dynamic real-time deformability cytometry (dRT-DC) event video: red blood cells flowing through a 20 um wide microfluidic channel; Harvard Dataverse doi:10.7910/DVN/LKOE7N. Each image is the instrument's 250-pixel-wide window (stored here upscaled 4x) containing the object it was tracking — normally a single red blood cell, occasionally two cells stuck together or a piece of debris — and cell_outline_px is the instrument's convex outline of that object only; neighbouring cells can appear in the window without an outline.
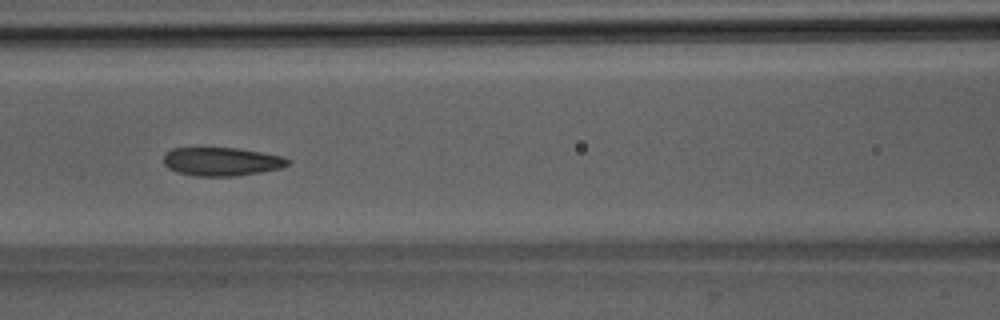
{"species": "Egyptian fruit bat (a non-hibernating species)", "species_latin": "Rousettus aegyptiacus", "temperature_condition": "room temperature", "stored_images_in_passage": 51, "camera_frame_rate_fps": 3000, "um_per_image_px": 0.085, "animal": {"sex": "male"}, "frame": {"image": 1, "passage_image": 22, "time_ms": 7.0, "image_size_px": [1000, 320], "cell_outline_px": [[292, 160], [288, 164], [280, 168], [260, 172], [236, 176], [196, 176], [176, 172], [168, 168], [164, 164], [164, 156], [172, 148], [236, 148], [284, 156]], "centroid_in_image_um": [18.85, 13.74], "position_along_channel_um": 147.8, "area_um2": 20.58}, "authors_computed_cell_mechanics": {"area_um2": 21.386, "velocity_mm_per_s": 3.9791, "shape_relaxation_time_tau1_ms": 7.2178, "shape_relaxation_time_tau2_ms": 1.895, "deformation_change_tau1": 0.1335, "deformation_change_tau2": 0.0765}}